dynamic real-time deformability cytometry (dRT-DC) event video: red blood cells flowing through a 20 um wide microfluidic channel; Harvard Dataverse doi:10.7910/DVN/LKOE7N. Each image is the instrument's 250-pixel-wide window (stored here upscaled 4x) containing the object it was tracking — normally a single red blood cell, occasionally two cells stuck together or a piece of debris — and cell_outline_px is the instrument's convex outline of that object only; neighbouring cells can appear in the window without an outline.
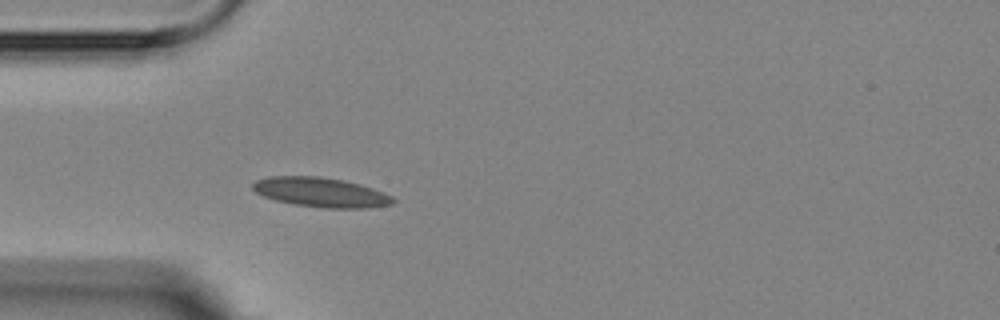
{"species": "Egyptian fruit bat (a non-hibernating species)", "species_latin": "Rousettus aegyptiacus", "temperature_condition": "room temperature", "stored_images_in_passage": 3, "camera_frame_rate_fps": 3000, "um_per_image_px": 0.085, "animal": {"sex": "female"}, "frame": {"image": 1, "passage_image": 3, "time_ms": 4.0, "image_size_px": [1000, 320], "cell_outline_px": [[396, 200], [392, 204], [368, 208], [324, 208], [292, 204], [276, 200], [264, 196], [256, 192], [252, 188], [252, 184], [256, 180], [268, 176], [320, 176], [344, 180], [360, 184], [372, 188], [392, 196]], "centroid_in_image_um": [27.27, 16.34], "position_along_channel_um": 57.7, "area_um2": 24.22}}